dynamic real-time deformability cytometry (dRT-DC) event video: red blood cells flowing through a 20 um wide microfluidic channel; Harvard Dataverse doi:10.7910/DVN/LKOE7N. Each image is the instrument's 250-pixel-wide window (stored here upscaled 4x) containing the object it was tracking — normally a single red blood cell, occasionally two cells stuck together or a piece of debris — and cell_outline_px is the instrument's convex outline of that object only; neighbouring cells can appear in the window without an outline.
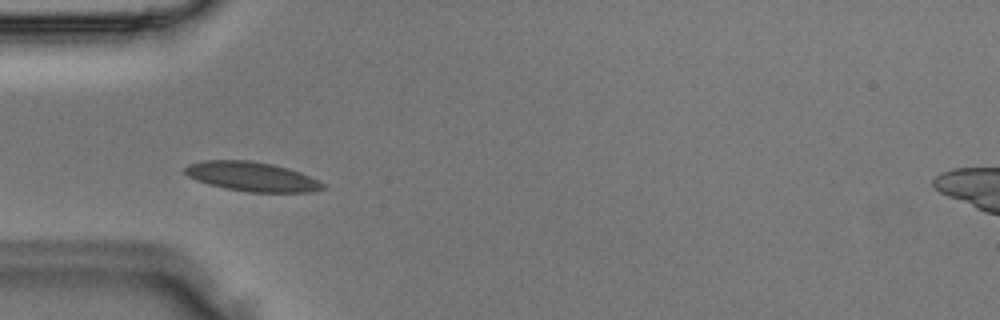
{"species": "Egyptian fruit bat (a non-hibernating species)", "species_latin": "Rousettus aegyptiacus", "temperature_condition": "room temperature", "stored_images_in_passage": 3, "camera_frame_rate_fps": 3000, "um_per_image_px": 0.085, "animal": {"sex": "male"}, "frame": {"image": 1, "passage_image": 2, "time_ms": 0.333, "image_size_px": [1000, 320], "cell_outline_px": [[324, 188], [312, 192], [248, 192], [208, 184], [196, 180], [188, 176], [184, 172], [184, 168], [188, 164], [200, 160], [252, 160], [272, 164], [288, 168], [300, 172], [320, 180], [324, 184]], "centroid_in_image_um": [21.41, 15.0], "position_along_channel_um": 63.6, "area_um2": 23.7}}
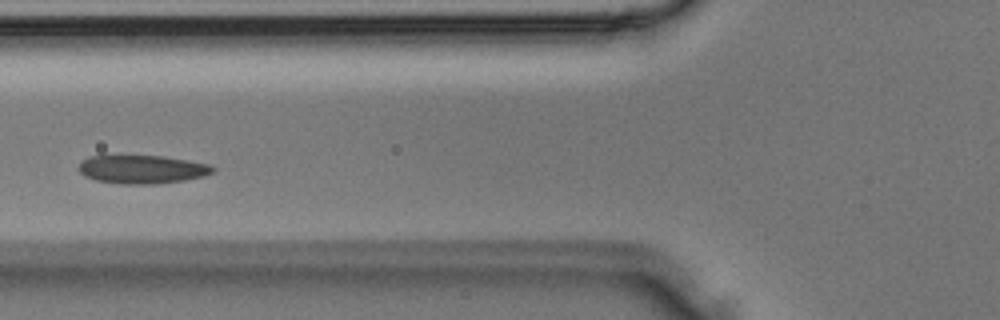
{"frame": {"image": 2, "passage_image": 3, "time_ms": 0.667, "image_size_px": [1000, 320], "cell_outline_px": [[216, 168], [212, 172], [204, 176], [184, 180], [156, 184], [120, 184], [96, 180], [84, 176], [76, 168], [88, 156], [164, 156], [188, 160], [208, 164]], "centroid_in_image_um": [12.07, 14.4], "position_along_channel_um": 113.7, "area_um2": 22.2}}